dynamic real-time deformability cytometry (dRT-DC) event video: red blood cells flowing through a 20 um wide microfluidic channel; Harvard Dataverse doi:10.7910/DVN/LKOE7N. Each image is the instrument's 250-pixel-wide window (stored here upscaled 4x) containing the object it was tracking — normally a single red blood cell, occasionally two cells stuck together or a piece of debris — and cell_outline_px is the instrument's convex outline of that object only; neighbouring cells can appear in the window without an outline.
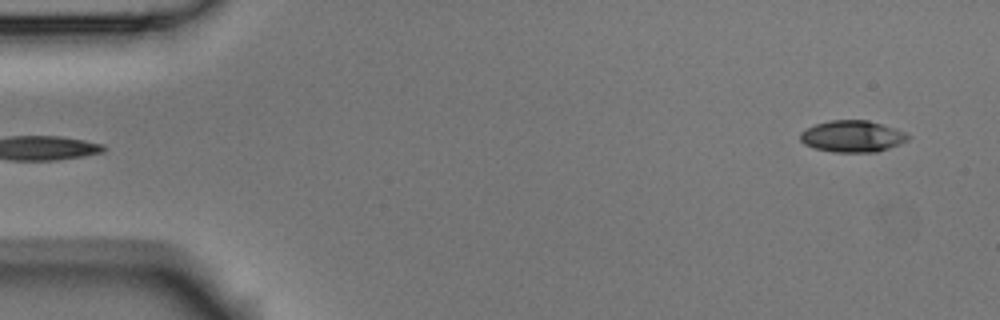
{"species": "Egyptian fruit bat (a non-hibernating species)", "species_latin": "Rousettus aegyptiacus", "temperature_condition": "room temperature", "stored_images_in_passage": 5, "segment_of_instrument_passage": [2, 2], "camera_frame_rate_fps": 3000, "um_per_image_px": 0.085, "animal": {"sex": "male"}, "frame": {"image": 1, "passage_image": 5, "time_ms": 1.333, "image_size_px": [1000, 320], "cell_outline_px": [[912, 136], [908, 140], [900, 144], [876, 152], [832, 152], [816, 148], [804, 144], [800, 140], [800, 132], [816, 124], [828, 120], [868, 120], [904, 132]], "centroid_in_image_um": [72.44, 11.59], "position_along_channel_um": 12.6, "area_um2": 19.71}}